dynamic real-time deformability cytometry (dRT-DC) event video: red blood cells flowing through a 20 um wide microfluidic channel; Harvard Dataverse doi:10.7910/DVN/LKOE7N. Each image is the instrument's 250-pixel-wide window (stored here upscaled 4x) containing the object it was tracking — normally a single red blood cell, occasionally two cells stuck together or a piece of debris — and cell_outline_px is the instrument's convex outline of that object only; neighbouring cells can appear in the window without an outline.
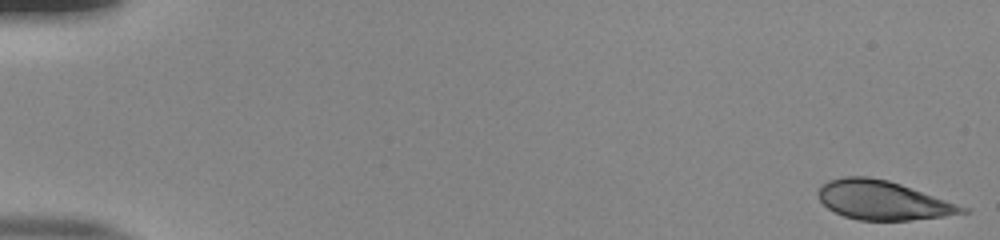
{"species": "human", "species_latin": "Homo sapiens", "temperature_condition": "room temperature", "stored_images_in_passage": 53, "camera_frame_rate_fps": 3000, "um_per_image_px": 0.085, "donor": {"sex": "male"}, "frame": {"image": 1, "passage_image": 1, "time_ms": 0.0, "image_size_px": [1000, 240], "cell_outline_px": [[968, 212], [944, 216], [908, 220], [860, 220], [844, 216], [828, 208], [820, 200], [820, 188], [828, 180], [844, 176], [864, 176], [888, 180], [900, 184], [968, 208]], "centroid_in_image_um": [75.02, 17.02], "position_along_channel_um": 10.0, "area_um2": 32.02}}
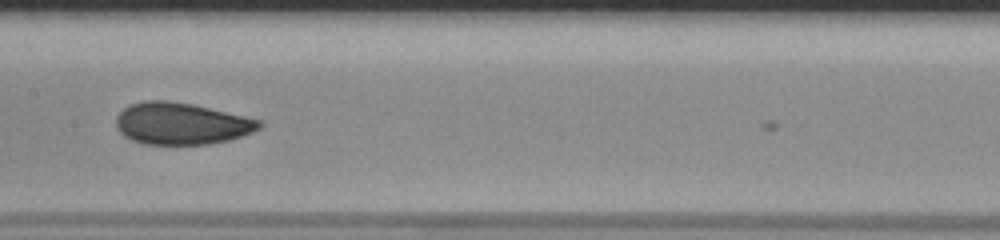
{"frame": {"image": 2, "passage_image": 28, "time_ms": 9.0, "image_size_px": [1000, 240], "cell_outline_px": [[264, 124], [260, 128], [252, 132], [228, 140], [208, 144], [144, 144], [132, 140], [124, 136], [116, 128], [116, 116], [124, 108], [132, 104], [144, 100], [168, 100], [192, 104], [264, 120]], "centroid_in_image_um": [15.43, 10.5], "position_along_channel_um": 192.0, "area_um2": 35.03}}
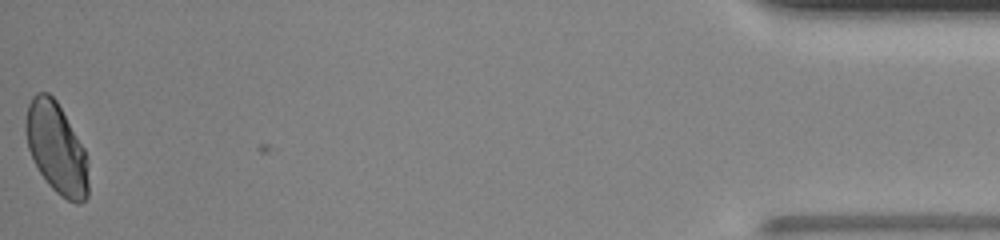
{"frame": {"image": 3, "passage_image": 53, "time_ms": 17.333, "image_size_px": [1000, 240], "cell_outline_px": [[88, 196], [80, 204], [76, 204], [60, 196], [48, 184], [40, 172], [28, 148], [24, 128], [24, 120], [28, 104], [32, 96], [36, 92], [48, 92], [56, 100], [84, 148], [88, 164]], "centroid_in_image_um": [4.79, 12.6], "position_along_channel_um": 430.4, "area_um2": 33.23}, "authors_computed_cell_mechanics": {"area_um2": 34.3332, "velocity_mm_per_s": 3.893, "shape_relaxation_time_tau1_ms": 5.5961, "shape_relaxation_time_tau2_ms": null, "deformation_change_tau1": 0.1697, "deformation_change_tau2": null}}